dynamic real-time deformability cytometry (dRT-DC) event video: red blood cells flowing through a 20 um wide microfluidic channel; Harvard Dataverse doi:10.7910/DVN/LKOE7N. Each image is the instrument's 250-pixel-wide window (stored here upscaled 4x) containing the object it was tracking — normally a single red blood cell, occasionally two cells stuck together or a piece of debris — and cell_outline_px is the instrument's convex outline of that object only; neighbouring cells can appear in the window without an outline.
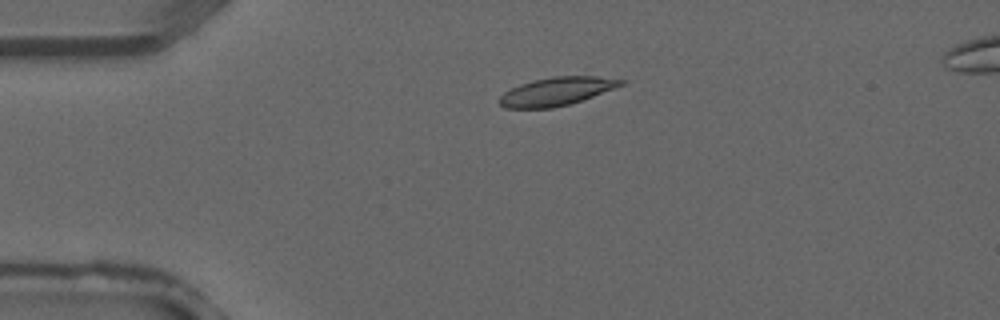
{"species": "common noctule bat (a hibernating species)", "species_latin": "Nyctalus noctula", "temperature_condition": "warm", "stored_images_in_passage": 5, "camera_frame_rate_fps": 3000, "um_per_image_px": 0.085, "animal": {"sex": "male", "forearm_length_mm": 52.5}, "frame": {"image": 1, "passage_image": 3, "time_ms": 0.667, "image_size_px": [1000, 320], "cell_outline_px": [[628, 80], [624, 84], [592, 96], [568, 104], [552, 108], [504, 108], [496, 100], [504, 92], [520, 84], [532, 80], [556, 76], [596, 76]], "centroid_in_image_um": [47.27, 7.76], "position_along_channel_um": 37.7, "area_um2": 19.88}}